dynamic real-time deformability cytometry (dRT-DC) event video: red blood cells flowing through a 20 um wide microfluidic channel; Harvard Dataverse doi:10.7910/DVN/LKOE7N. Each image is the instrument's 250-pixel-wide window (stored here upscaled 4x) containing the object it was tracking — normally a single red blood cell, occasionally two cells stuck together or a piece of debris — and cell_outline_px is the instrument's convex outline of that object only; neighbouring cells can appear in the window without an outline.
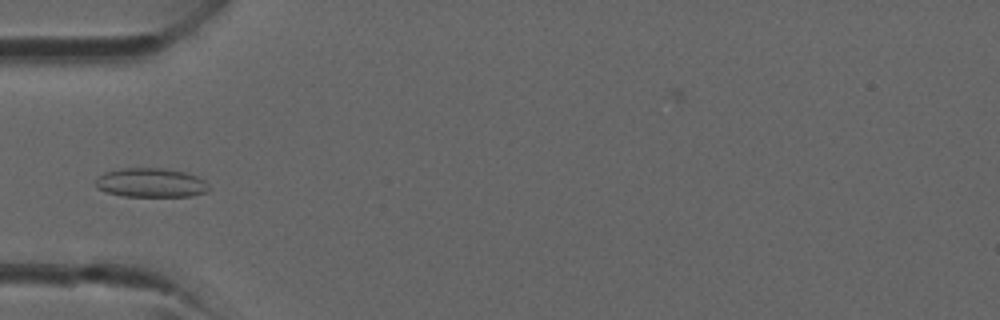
{"species": "common noctule bat (a hibernating species)", "species_latin": "Nyctalus noctula", "temperature_condition": "room temperature", "stored_images_in_passage": 37, "camera_frame_rate_fps": 3000, "um_per_image_px": 0.085, "animal": {"sex": "male", "forearm_length_mm": 52.5}, "frame": {"image": 1, "passage_image": 11, "time_ms": 3.333, "image_size_px": [1000, 320], "cell_outline_px": [[208, 192], [192, 196], [124, 196], [104, 192], [96, 188], [96, 180], [104, 172], [120, 168], [164, 168], [184, 172], [196, 176], [204, 180], [208, 188]], "centroid_in_image_um": [12.8, 15.53], "position_along_channel_um": 72.2, "area_um2": 19.25}}
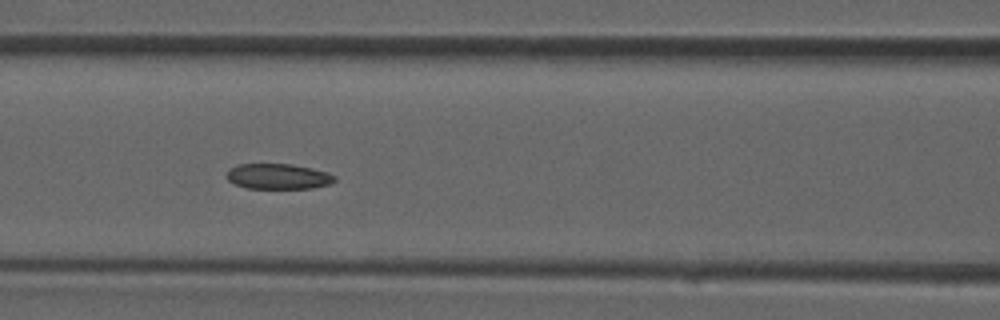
{"frame": {"image": 2, "passage_image": 15, "time_ms": 4.667, "image_size_px": [1000, 320], "cell_outline_px": [[336, 180], [328, 184], [312, 188], [248, 188], [236, 184], [228, 180], [224, 176], [228, 168], [236, 164], [292, 164], [312, 168], [328, 172], [336, 176]], "centroid_in_image_um": [23.61, 14.98], "position_along_channel_um": 143.0, "area_um2": 16.13}}
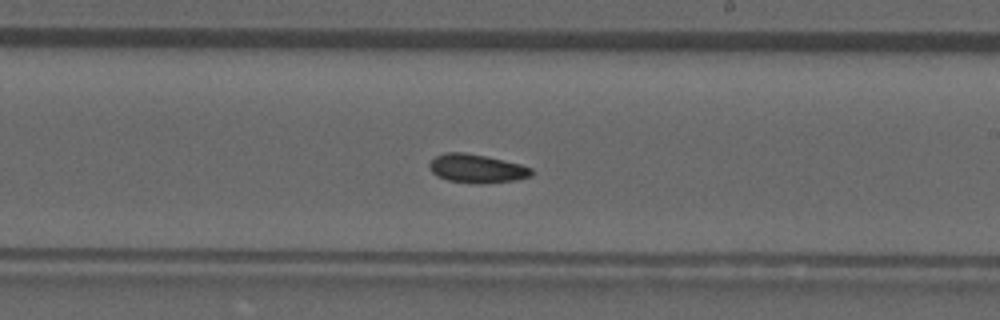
{"frame": {"image": 3, "passage_image": 21, "time_ms": 6.667, "image_size_px": [1000, 320], "cell_outline_px": [[532, 176], [516, 180], [448, 180], [436, 176], [432, 172], [428, 164], [436, 156], [444, 152], [464, 152], [504, 160], [520, 164], [532, 168]], "centroid_in_image_um": [40.5, 14.26], "position_along_channel_um": 248.5, "area_um2": 16.01}}